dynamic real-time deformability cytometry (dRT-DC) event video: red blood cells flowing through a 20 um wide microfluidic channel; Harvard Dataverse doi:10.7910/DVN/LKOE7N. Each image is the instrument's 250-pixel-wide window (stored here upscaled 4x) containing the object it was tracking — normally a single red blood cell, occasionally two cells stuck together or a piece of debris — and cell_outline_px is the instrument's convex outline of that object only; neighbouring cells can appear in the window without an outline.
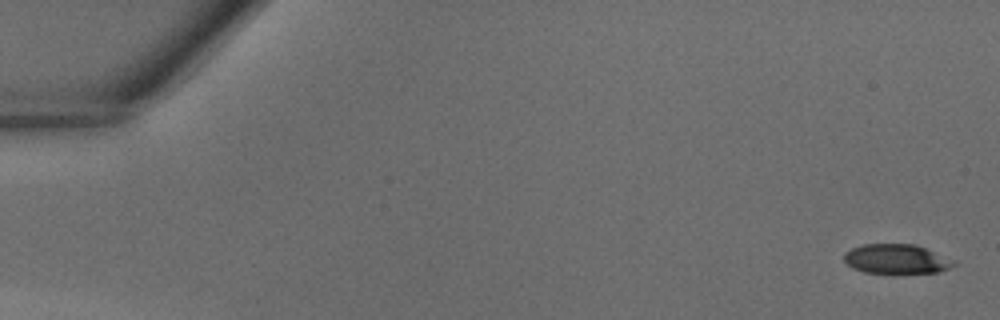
{"species": "common noctule bat (a hibernating species)", "species_latin": "Nyctalus noctula", "temperature_condition": "warm", "stored_images_in_passage": 41, "camera_frame_rate_fps": 3000, "um_per_image_px": 0.085, "animal": {"sex": "male", "body_mass_g": 18.8}, "frame": {"image": 1, "passage_image": 1, "time_ms": 0.0, "image_size_px": [1000, 320], "cell_outline_px": [[956, 264], [948, 268], [936, 272], [900, 276], [864, 272], [852, 268], [844, 260], [844, 252], [852, 248], [864, 244], [916, 244], [956, 260]], "centroid_in_image_um": [76.21, 22.06], "position_along_channel_um": 8.8, "area_um2": 19.71}}
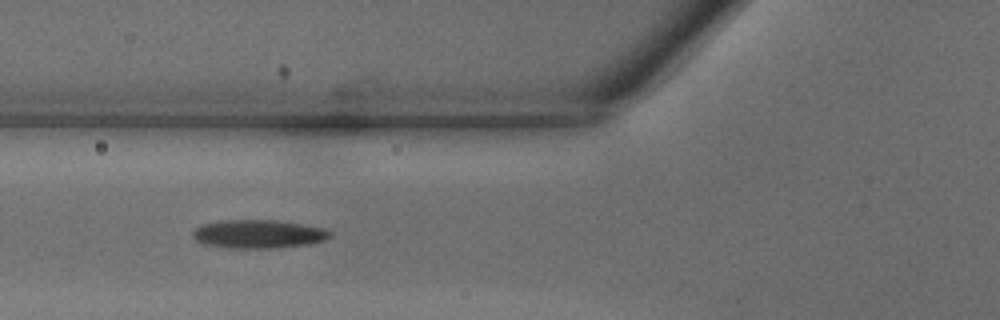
{"frame": {"image": 2, "passage_image": 16, "time_ms": 5.0, "image_size_px": [1000, 320], "cell_outline_px": [[332, 236], [324, 240], [308, 244], [276, 248], [228, 248], [204, 244], [196, 240], [192, 236], [192, 232], [200, 224], [224, 220], [276, 220], [324, 228], [332, 232]], "centroid_in_image_um": [21.95, 19.89], "position_along_channel_um": 103.9, "area_um2": 22.83}}
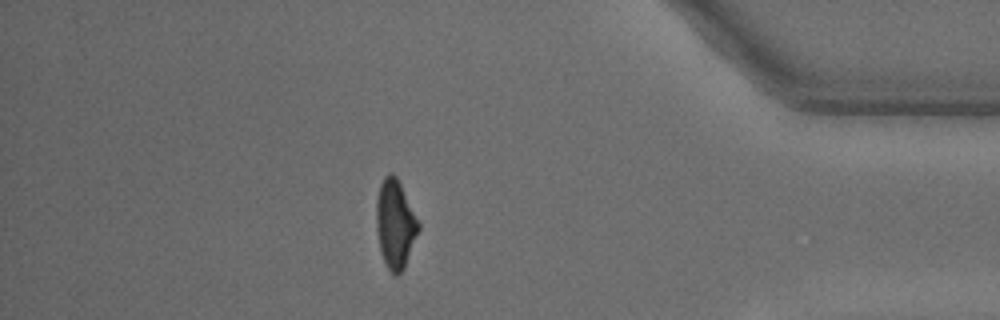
{"frame": {"image": 3, "passage_image": 36, "time_ms": 11.667, "image_size_px": [1000, 320], "cell_outline_px": [[420, 228], [404, 268], [396, 276], [388, 268], [380, 252], [376, 228], [376, 200], [380, 184], [384, 176], [388, 172], [392, 172], [396, 176], [420, 224]], "centroid_in_image_um": [33.58, 19.02], "position_along_channel_um": 401.6, "area_um2": 21.62}}